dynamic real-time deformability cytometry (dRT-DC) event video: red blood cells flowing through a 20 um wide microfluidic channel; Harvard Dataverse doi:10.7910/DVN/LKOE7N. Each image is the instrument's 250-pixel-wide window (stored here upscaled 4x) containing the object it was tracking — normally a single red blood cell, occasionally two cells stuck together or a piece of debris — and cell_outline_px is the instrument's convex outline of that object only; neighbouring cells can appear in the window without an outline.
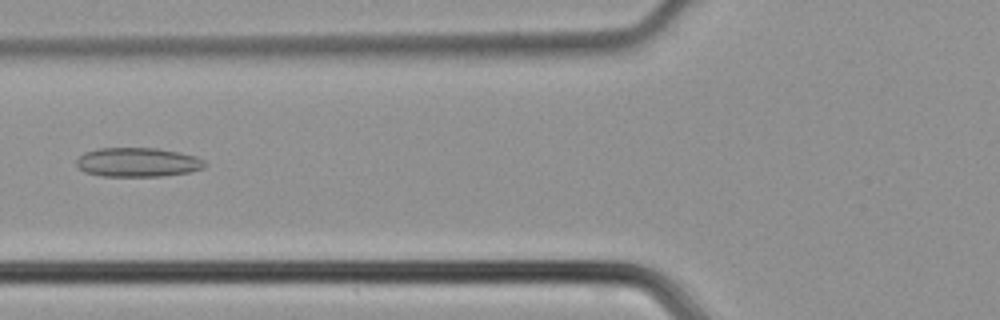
{"species": "common noctule bat (a hibernating species)", "species_latin": "Nyctalus noctula", "temperature_condition": "cold", "stored_images_in_passage": 46, "camera_frame_rate_fps": 3000, "um_per_image_px": 0.085, "animal": {"sex": "male", "body_mass_g": 21.5, "forearm_length_mm": 52.0}, "frame": {"image": 1, "passage_image": 18, "time_ms": 5.667, "image_size_px": [1000, 320], "cell_outline_px": [[208, 164], [204, 168], [192, 172], [164, 176], [100, 176], [84, 172], [76, 164], [76, 160], [84, 152], [96, 148], [156, 148], [180, 152], [196, 156], [204, 160]], "centroid_in_image_um": [11.73, 13.79], "position_along_channel_um": 114.1, "area_um2": 22.14}}
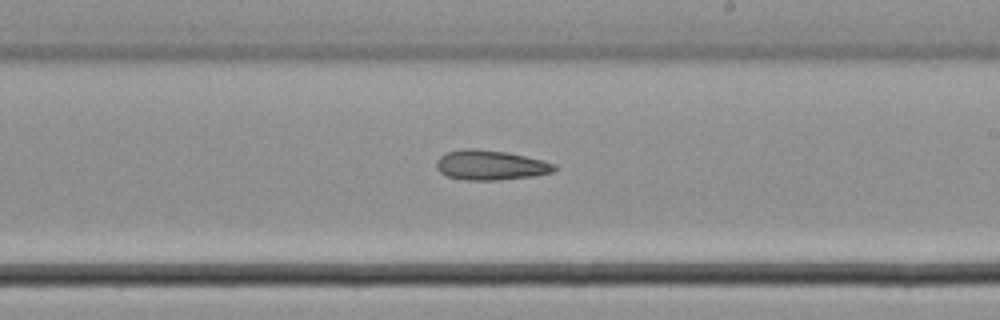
{"frame": {"image": 2, "passage_image": 27, "time_ms": 8.667, "image_size_px": [1000, 320], "cell_outline_px": [[556, 168], [552, 172], [536, 176], [496, 180], [464, 180], [448, 176], [440, 172], [436, 168], [436, 160], [440, 156], [448, 152], [464, 148], [476, 148], [508, 152], [544, 160], [556, 164]], "centroid_in_image_um": [41.7, 14.03], "position_along_channel_um": 247.3, "area_um2": 20.69}}
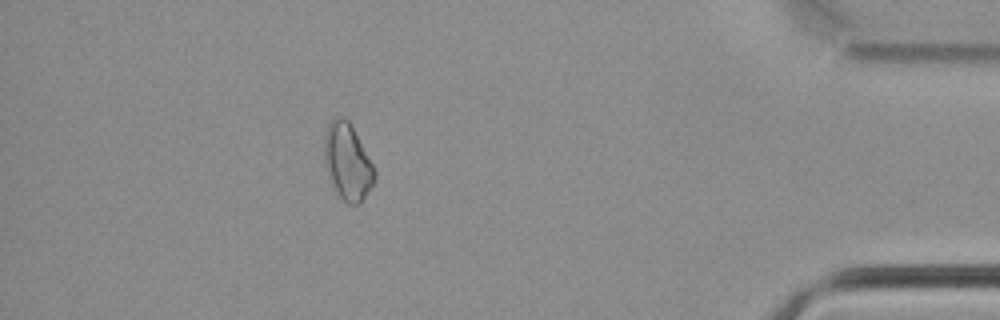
{"frame": {"image": 3, "passage_image": 41, "time_ms": 13.333, "image_size_px": [1000, 320], "cell_outline_px": [[376, 180], [360, 204], [348, 204], [340, 196], [332, 180], [324, 156], [324, 136], [328, 124], [336, 116], [344, 116], [348, 120], [376, 168]], "centroid_in_image_um": [29.59, 13.72], "position_along_channel_um": 405.6, "area_um2": 22.08}}